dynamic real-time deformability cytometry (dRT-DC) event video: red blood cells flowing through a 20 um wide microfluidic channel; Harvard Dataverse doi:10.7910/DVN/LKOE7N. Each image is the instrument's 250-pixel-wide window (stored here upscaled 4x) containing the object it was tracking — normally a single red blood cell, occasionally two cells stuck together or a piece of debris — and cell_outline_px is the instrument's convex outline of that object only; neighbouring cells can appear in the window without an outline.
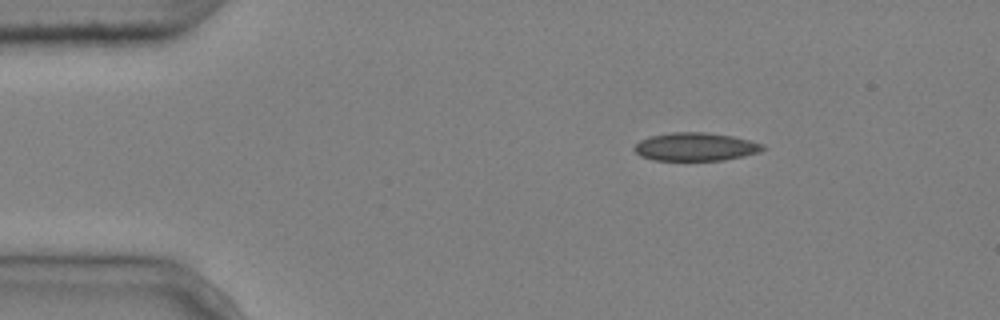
{"species": "common noctule bat (a hibernating species)", "species_latin": "Nyctalus noctula", "temperature_condition": "cold", "stored_images_in_passage": 3, "camera_frame_rate_fps": 3000, "um_per_image_px": 0.085, "animal": {"sex": "male", "body_mass_g": 20.4}, "frame": {"image": 1, "passage_image": 1, "time_ms": 0.0, "image_size_px": [1000, 320], "cell_outline_px": [[768, 148], [760, 152], [744, 156], [724, 160], [656, 160], [640, 156], [632, 148], [640, 140], [648, 136], [672, 132], [704, 132], [732, 136], [764, 144]], "centroid_in_image_um": [59.13, 12.47], "position_along_channel_um": 25.9, "area_um2": 21.21}}
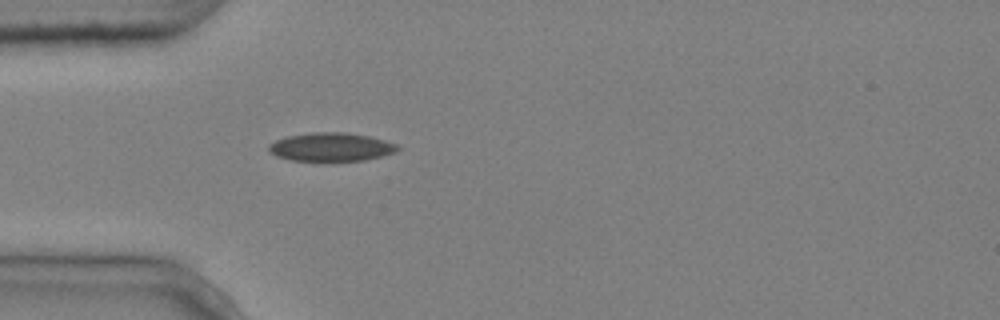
{"frame": {"image": 2, "passage_image": 3, "time_ms": 0.667, "image_size_px": [1000, 320], "cell_outline_px": [[400, 148], [396, 152], [364, 160], [336, 164], [292, 160], [276, 156], [268, 152], [268, 144], [276, 140], [288, 136], [312, 132], [344, 132], [368, 136], [384, 140], [396, 144]], "centroid_in_image_um": [28.11, 12.54], "position_along_channel_um": 56.9, "area_um2": 22.2}}